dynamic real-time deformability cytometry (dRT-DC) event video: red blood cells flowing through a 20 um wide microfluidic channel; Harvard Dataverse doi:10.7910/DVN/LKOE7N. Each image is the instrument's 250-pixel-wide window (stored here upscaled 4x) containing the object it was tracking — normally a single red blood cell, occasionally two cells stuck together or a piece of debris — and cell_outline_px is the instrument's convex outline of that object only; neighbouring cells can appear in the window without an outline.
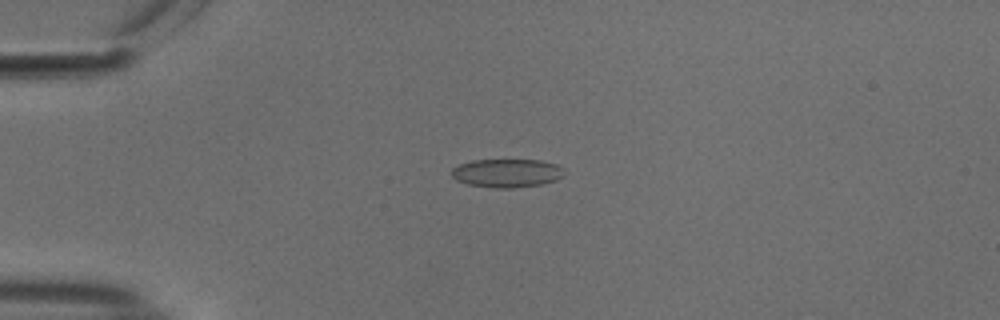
{"species": "common noctule bat (a hibernating species)", "species_latin": "Nyctalus noctula", "temperature_condition": "cold", "stored_images_in_passage": 40, "camera_frame_rate_fps": 3000, "um_per_image_px": 0.085, "animal": {"sex": "male", "body_mass_g": 18.8}, "frame": {"image": 1, "passage_image": 2, "time_ms": 0.333, "image_size_px": [1000, 320], "cell_outline_px": [[564, 176], [556, 180], [540, 184], [512, 188], [496, 188], [468, 184], [456, 180], [448, 172], [452, 168], [460, 164], [472, 160], [540, 160], [556, 164], [564, 168]], "centroid_in_image_um": [43.07, 14.71], "position_along_channel_um": 41.9, "area_um2": 18.79}}
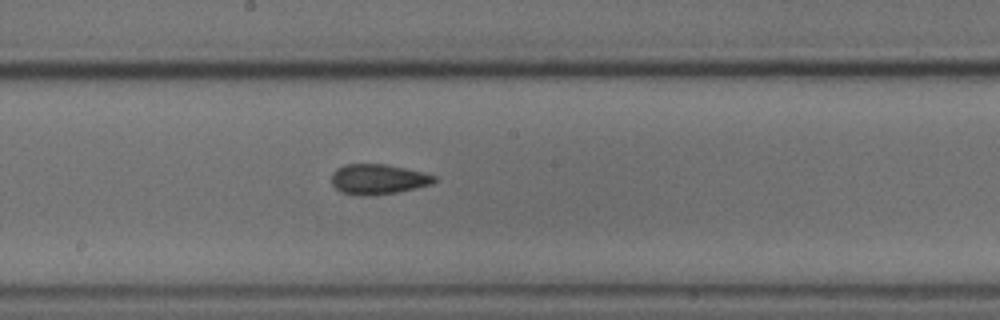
{"frame": {"image": 2, "passage_image": 18, "time_ms": 5.667, "image_size_px": [1000, 320], "cell_outline_px": [[436, 180], [432, 184], [396, 192], [368, 196], [360, 196], [340, 192], [332, 184], [332, 172], [336, 168], [344, 164], [384, 164], [424, 172], [436, 176]], "centroid_in_image_um": [32.11, 15.23], "position_along_channel_um": 216.1, "area_um2": 18.09}}
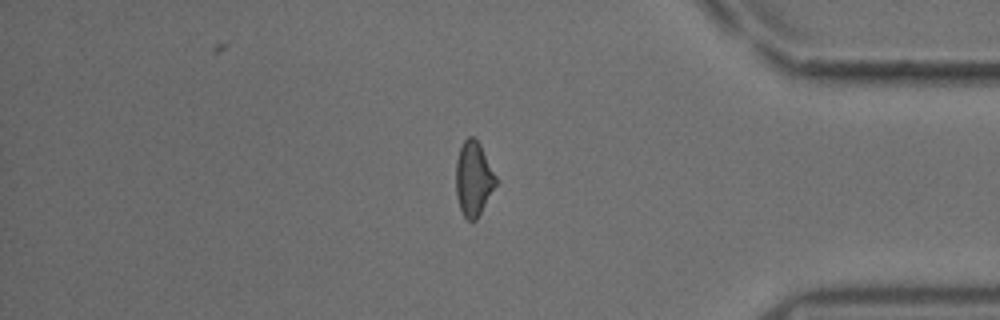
{"frame": {"image": 3, "passage_image": 34, "time_ms": 11.0, "image_size_px": [1000, 320], "cell_outline_px": [[496, 184], [476, 220], [468, 220], [464, 216], [460, 208], [456, 196], [456, 160], [460, 148], [464, 140], [468, 136], [472, 136], [480, 144], [496, 176]], "centroid_in_image_um": [40.23, 15.18], "position_along_channel_um": 395.0, "area_um2": 17.05}}